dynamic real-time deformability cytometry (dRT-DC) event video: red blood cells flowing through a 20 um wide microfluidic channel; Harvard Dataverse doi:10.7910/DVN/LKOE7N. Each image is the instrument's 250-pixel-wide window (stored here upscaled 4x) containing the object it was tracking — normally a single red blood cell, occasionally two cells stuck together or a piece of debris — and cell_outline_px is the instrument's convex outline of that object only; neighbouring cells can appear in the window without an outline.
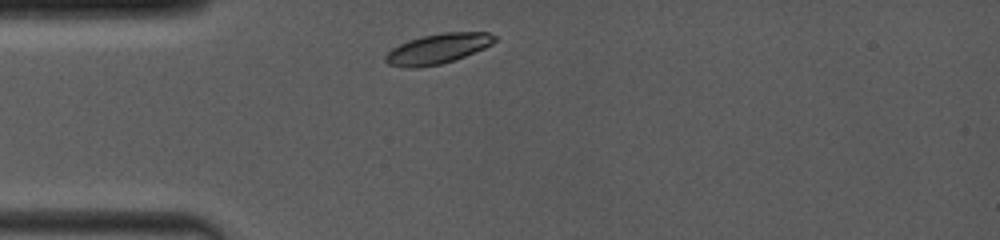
{"species": "common noctule bat (a hibernating species)", "species_latin": "Nyctalus noctula", "temperature_condition": "room temperature", "stored_images_in_passage": 11, "camera_frame_rate_fps": 4000, "um_per_image_px": 0.085, "animal": {"sex": "female", "body_mass_g": 19.0, "forearm_length_mm": 53.3}, "frame": {"image": 1, "passage_image": 1, "time_ms": 0.0, "image_size_px": [1000, 240], "cell_outline_px": [[500, 36], [492, 44], [484, 48], [464, 56], [440, 64], [420, 68], [404, 68], [388, 64], [384, 60], [384, 56], [392, 48], [408, 40], [420, 36], [444, 32], [488, 32]], "centroid_in_image_um": [37.21, 4.13], "position_along_channel_um": 47.8, "area_um2": 19.31}}
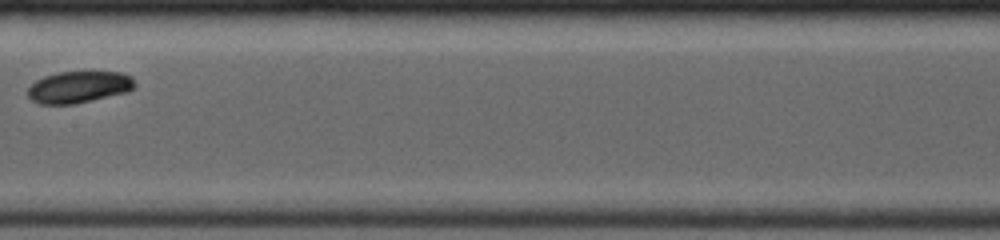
{"frame": {"image": 2, "passage_image": 5, "time_ms": 4.25, "image_size_px": [1000, 240], "cell_outline_px": [[136, 84], [128, 92], [92, 100], [72, 104], [40, 104], [32, 100], [28, 96], [28, 88], [36, 80], [44, 76], [60, 72], [120, 72], [132, 76]], "centroid_in_image_um": [6.71, 7.39], "position_along_channel_um": 200.7, "area_um2": 19.71}}
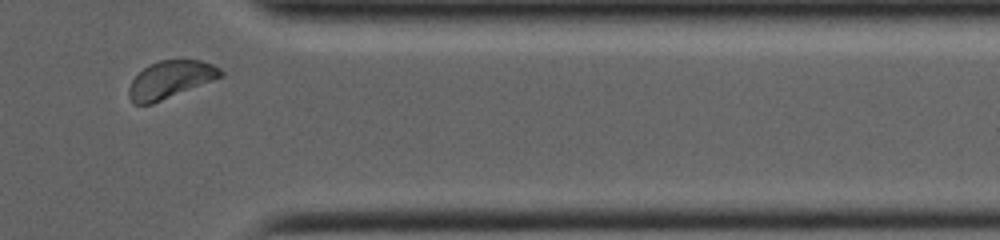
{"frame": {"image": 3, "passage_image": 10, "time_ms": 9.25, "image_size_px": [1000, 240], "cell_outline_px": [[224, 76], [152, 104], [136, 104], [128, 96], [128, 88], [132, 80], [144, 68], [160, 60], [200, 60], [212, 64], [220, 68], [224, 72]], "centroid_in_image_um": [14.51, 6.76], "position_along_channel_um": 396.9, "area_um2": 19.83}, "authors_computed_cell_mechanics": {"area_um2": 19.7098, "velocity_mm_per_s": 3.9486, "shape_relaxation_time_tau1_ms": 1.1175, "shape_relaxation_time_tau2_ms": null, "deformation_change_tau1": 0.0481, "deformation_change_tau2": null}}